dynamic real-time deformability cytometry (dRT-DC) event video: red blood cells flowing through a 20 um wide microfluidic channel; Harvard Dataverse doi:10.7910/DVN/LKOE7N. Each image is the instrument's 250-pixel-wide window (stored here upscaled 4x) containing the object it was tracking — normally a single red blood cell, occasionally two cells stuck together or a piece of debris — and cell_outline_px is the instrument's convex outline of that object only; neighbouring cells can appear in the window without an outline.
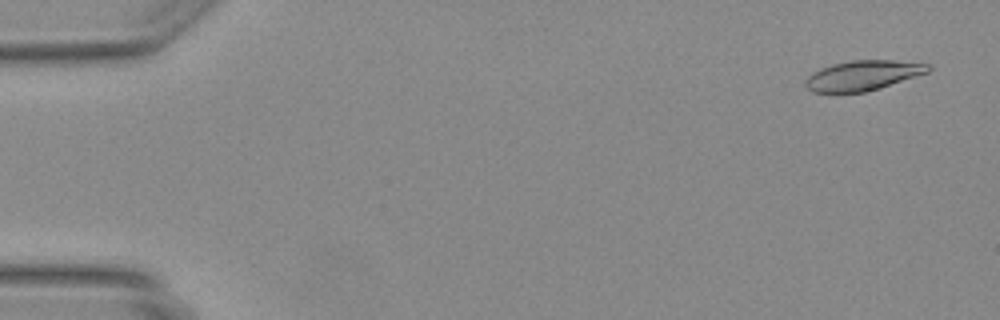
{"species": "Egyptian fruit bat (a non-hibernating species)", "species_latin": "Rousettus aegyptiacus", "temperature_condition": "warm", "stored_images_in_passage": 45, "camera_frame_rate_fps": 3000, "um_per_image_px": 0.085, "animal": {"sex": "female"}, "frame": {"image": 1, "passage_image": 3, "time_ms": 0.667, "image_size_px": [1000, 320], "cell_outline_px": [[932, 68], [928, 72], [880, 88], [864, 92], [812, 92], [804, 84], [804, 80], [812, 72], [820, 68], [832, 64], [852, 60], [892, 60], [932, 64]], "centroid_in_image_um": [73.34, 6.4], "position_along_channel_um": 11.7, "area_um2": 21.44}}
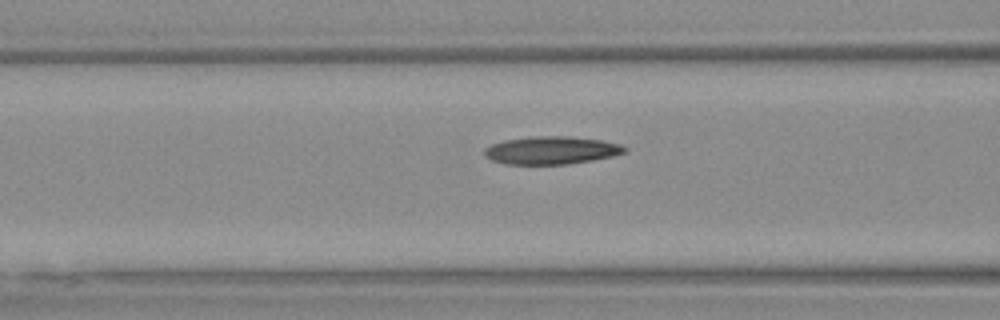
{"frame": {"image": 2, "passage_image": 20, "time_ms": 6.333, "image_size_px": [1000, 320], "cell_outline_px": [[628, 152], [612, 156], [592, 160], [564, 164], [508, 164], [492, 160], [484, 156], [484, 148], [492, 144], [504, 140], [532, 136], [572, 136], [600, 140], [620, 144], [628, 148]], "centroid_in_image_um": [46.88, 12.77], "position_along_channel_um": 119.7, "area_um2": 22.77}}
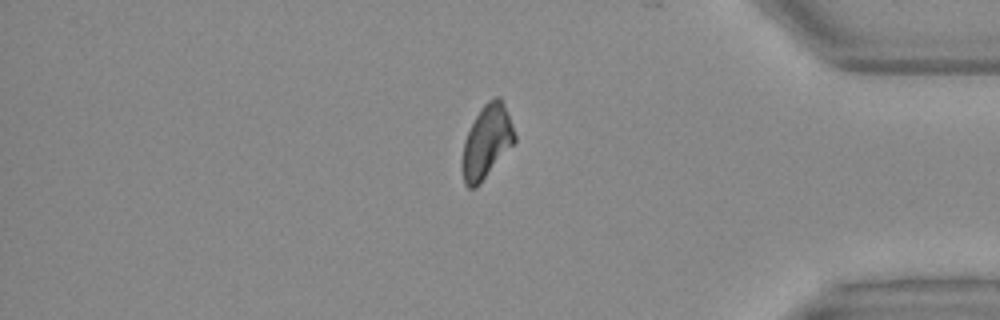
{"frame": {"image": 3, "passage_image": 41, "time_ms": 13.333, "image_size_px": [1000, 320], "cell_outline_px": [[516, 140], [480, 184], [476, 188], [468, 188], [464, 184], [460, 168], [460, 160], [464, 140], [480, 108], [488, 100], [496, 96], [500, 96], [504, 104], [512, 124], [516, 136]], "centroid_in_image_um": [41.33, 12.08], "position_along_channel_um": 393.9, "area_um2": 22.48}}